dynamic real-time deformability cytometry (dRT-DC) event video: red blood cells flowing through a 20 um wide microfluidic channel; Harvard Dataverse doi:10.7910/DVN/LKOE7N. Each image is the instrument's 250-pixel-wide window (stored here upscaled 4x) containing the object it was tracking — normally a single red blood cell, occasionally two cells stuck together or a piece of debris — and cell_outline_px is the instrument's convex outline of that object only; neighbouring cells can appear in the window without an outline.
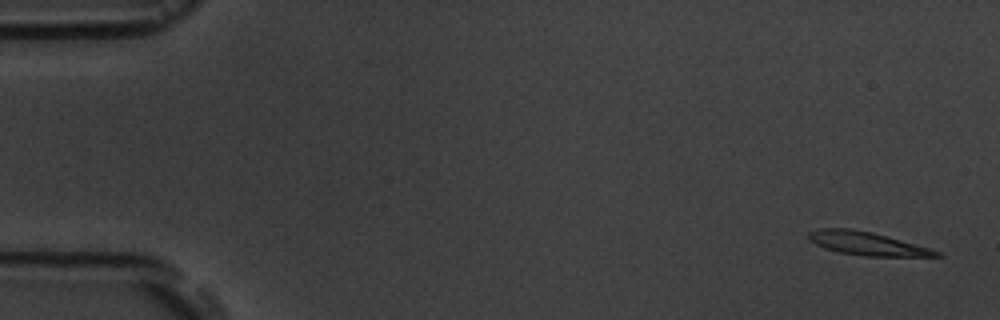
{"species": "common noctule bat (a hibernating species)", "species_latin": "Nyctalus noctula", "temperature_condition": "room temperature", "stored_images_in_passage": 5, "camera_frame_rate_fps": 3000, "um_per_image_px": 0.085, "animal": {"sex": "male", "body_mass_g": 19.5, "forearm_length_mm": 54.6}, "frame": {"image": 1, "passage_image": 1, "time_ms": 0.0, "image_size_px": [1000, 320], "cell_outline_px": [[944, 256], [864, 256], [840, 252], [824, 248], [808, 240], [808, 232], [820, 228], [852, 228], [872, 232], [888, 236], [944, 252]], "centroid_in_image_um": [73.71, 20.69], "position_along_channel_um": 11.3, "area_um2": 17.46}}
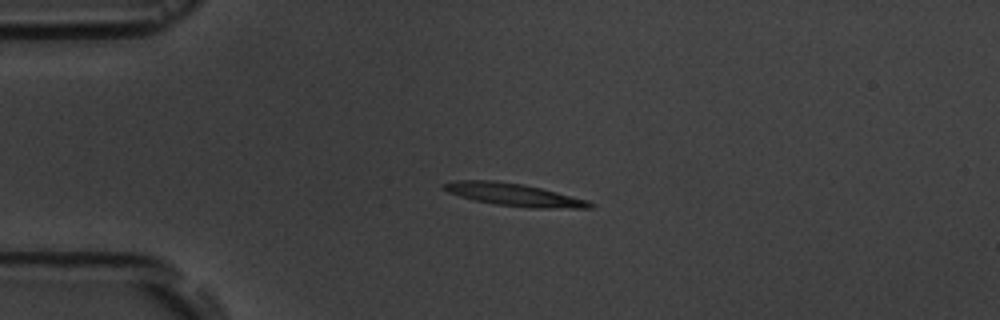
{"frame": {"image": 2, "passage_image": 4, "time_ms": 3.667, "image_size_px": [1000, 320], "cell_outline_px": [[596, 204], [592, 208], [528, 208], [492, 204], [460, 196], [448, 192], [440, 184], [456, 180], [496, 180], [524, 184], [588, 200]], "centroid_in_image_um": [43.69, 16.55], "position_along_channel_um": 41.3, "area_um2": 19.31}}